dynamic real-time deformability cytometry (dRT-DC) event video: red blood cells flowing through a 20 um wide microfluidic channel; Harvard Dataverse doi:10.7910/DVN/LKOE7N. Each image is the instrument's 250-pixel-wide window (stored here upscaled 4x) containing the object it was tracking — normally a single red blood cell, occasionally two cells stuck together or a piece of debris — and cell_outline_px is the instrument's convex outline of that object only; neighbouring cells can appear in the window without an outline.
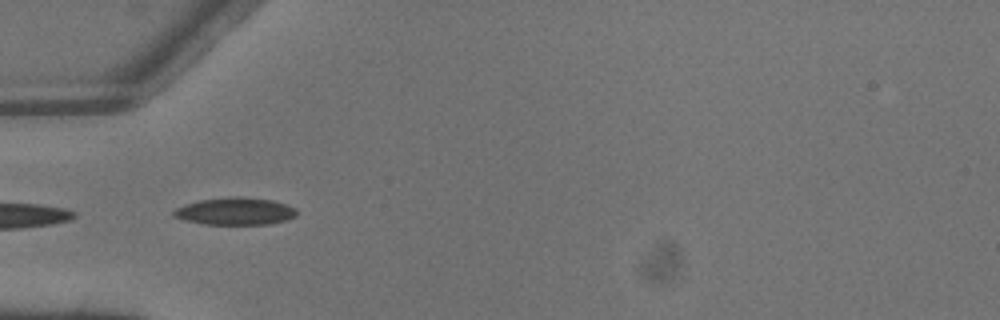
{"species": "common noctule bat (a hibernating species)", "species_latin": "Nyctalus noctula", "temperature_condition": "warm", "stored_images_in_passage": 2, "camera_frame_rate_fps": 3000, "um_per_image_px": 0.085, "animal": {"sex": "male", "body_mass_g": 13.3}, "frame": {"image": 1, "passage_image": 2, "time_ms": 0.333, "image_size_px": [1000, 320], "cell_outline_px": [[296, 216], [288, 220], [268, 224], [204, 224], [184, 220], [172, 216], [172, 212], [176, 208], [184, 204], [200, 200], [228, 196], [244, 196], [272, 200], [296, 208]], "centroid_in_image_um": [19.97, 17.95], "position_along_channel_um": 65.0, "area_um2": 19.77}}